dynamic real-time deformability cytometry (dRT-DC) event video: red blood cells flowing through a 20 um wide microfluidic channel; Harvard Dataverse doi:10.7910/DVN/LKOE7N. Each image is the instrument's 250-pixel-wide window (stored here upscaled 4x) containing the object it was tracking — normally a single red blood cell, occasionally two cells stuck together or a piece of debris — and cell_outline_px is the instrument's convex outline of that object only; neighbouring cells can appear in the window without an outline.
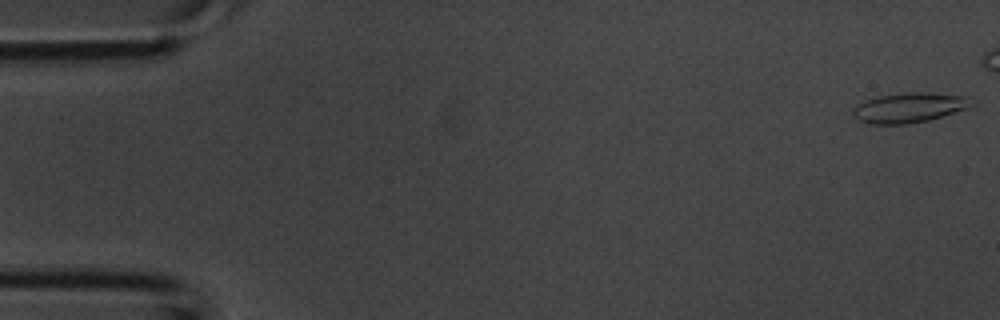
{"species": "common noctule bat (a hibernating species)", "species_latin": "Nyctalus noctula", "temperature_condition": "room temperature", "stored_images_in_passage": 9, "camera_frame_rate_fps": 3000, "um_per_image_px": 0.085, "animal": {"sex": "male", "body_mass_g": 20.1, "forearm_length_mm": 53.5}, "frame": {"image": 1, "passage_image": 1, "time_ms": 0.0, "image_size_px": [1000, 320], "cell_outline_px": [[976, 104], [968, 108], [928, 120], [908, 124], [872, 124], [860, 120], [852, 116], [852, 108], [864, 100], [880, 96], [904, 92], [928, 92], [964, 96], [976, 100]], "centroid_in_image_um": [77.3, 9.14], "position_along_channel_um": 7.7, "area_um2": 20.81}}